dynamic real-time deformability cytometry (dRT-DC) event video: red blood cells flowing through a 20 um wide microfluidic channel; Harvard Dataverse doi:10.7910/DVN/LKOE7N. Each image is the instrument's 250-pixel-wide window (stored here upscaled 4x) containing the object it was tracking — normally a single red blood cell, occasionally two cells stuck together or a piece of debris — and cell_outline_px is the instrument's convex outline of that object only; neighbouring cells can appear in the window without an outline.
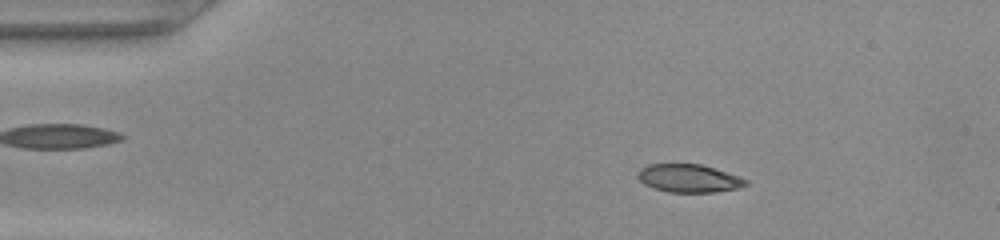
{"species": "common noctule bat (a hibernating species)", "species_latin": "Nyctalus noctula", "temperature_condition": "warm", "stored_images_in_passage": 48, "camera_frame_rate_fps": 3000, "um_per_image_px": 0.085, "animal": {"sex": "female", "body_mass_g": 22.0, "forearm_length_mm": 56.7}, "frame": {"image": 1, "passage_image": 7, "time_ms": 2.0, "image_size_px": [1000, 240], "cell_outline_px": [[748, 184], [740, 188], [712, 192], [668, 192], [652, 188], [644, 184], [636, 176], [636, 172], [640, 168], [648, 164], [700, 164], [740, 176], [748, 180]], "centroid_in_image_um": [58.53, 15.16], "position_along_channel_um": 26.5, "area_um2": 17.8}}
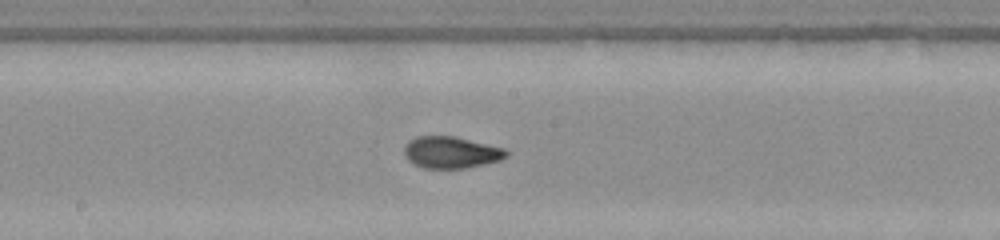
{"frame": {"image": 2, "passage_image": 25, "time_ms": 8.0, "image_size_px": [1000, 240], "cell_outline_px": [[508, 156], [500, 160], [484, 164], [464, 168], [424, 168], [408, 160], [404, 152], [404, 148], [408, 140], [416, 136], [456, 136], [504, 148], [508, 152]], "centroid_in_image_um": [38.34, 12.94], "position_along_channel_um": 209.9, "area_um2": 18.84}}
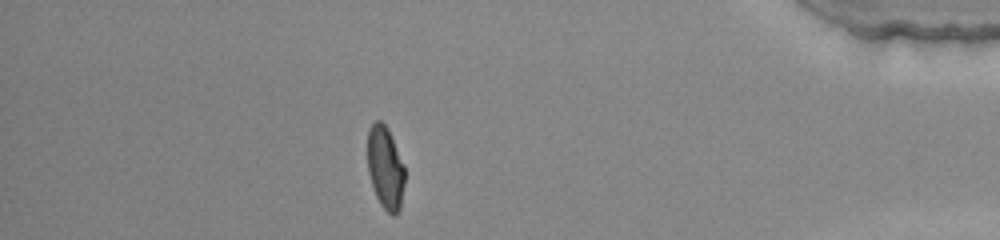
{"frame": {"image": 3, "passage_image": 42, "time_ms": 13.667, "image_size_px": [1000, 240], "cell_outline_px": [[404, 184], [400, 208], [392, 216], [380, 204], [376, 196], [368, 172], [368, 128], [376, 120], [380, 120], [388, 128], [404, 164]], "centroid_in_image_um": [32.75, 14.23], "position_along_channel_um": 402.4, "area_um2": 17.86}}